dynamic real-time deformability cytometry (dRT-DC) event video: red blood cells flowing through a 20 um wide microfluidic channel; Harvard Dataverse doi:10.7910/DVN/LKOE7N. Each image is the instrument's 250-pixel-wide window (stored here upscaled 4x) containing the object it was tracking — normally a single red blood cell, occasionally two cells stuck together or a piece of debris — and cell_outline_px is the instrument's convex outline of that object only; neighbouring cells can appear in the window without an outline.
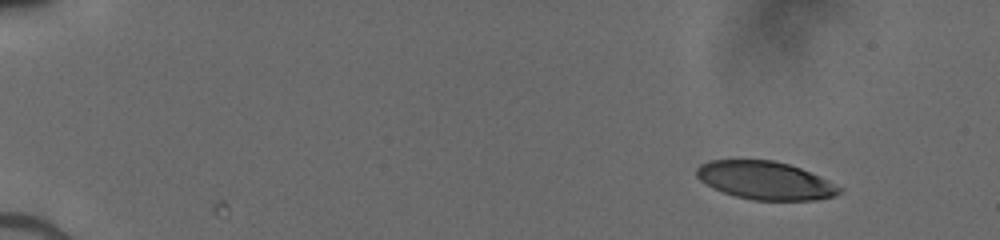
{"species": "human", "species_latin": "Homo sapiens", "temperature_condition": "cold", "stored_images_in_passage": 7, "camera_frame_rate_fps": 3000, "um_per_image_px": 0.085, "donor": {"sex": "male"}, "frame": {"image": 1, "passage_image": 1, "time_ms": 0.0, "image_size_px": [1000, 240], "cell_outline_px": [[844, 192], [836, 196], [816, 200], [752, 200], [736, 196], [712, 188], [700, 180], [696, 176], [696, 168], [700, 164], [708, 160], [772, 160], [788, 164], [800, 168], [828, 180], [844, 188]], "centroid_in_image_um": [65.07, 15.34], "position_along_channel_um": 19.9, "area_um2": 31.85}}
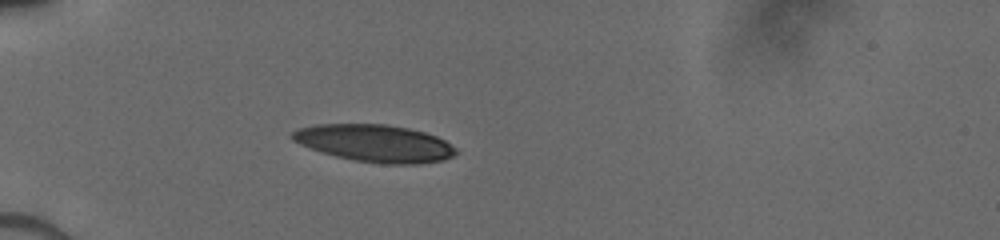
{"frame": {"image": 2, "passage_image": 5, "time_ms": 3.667, "image_size_px": [1000, 240], "cell_outline_px": [[456, 152], [452, 156], [444, 160], [420, 164], [380, 164], [352, 160], [320, 152], [300, 144], [292, 140], [292, 132], [300, 128], [316, 124], [384, 124], [408, 128], [424, 132], [436, 136], [444, 140], [456, 148]], "centroid_in_image_um": [31.86, 12.18], "position_along_channel_um": 53.1, "area_um2": 35.55}}
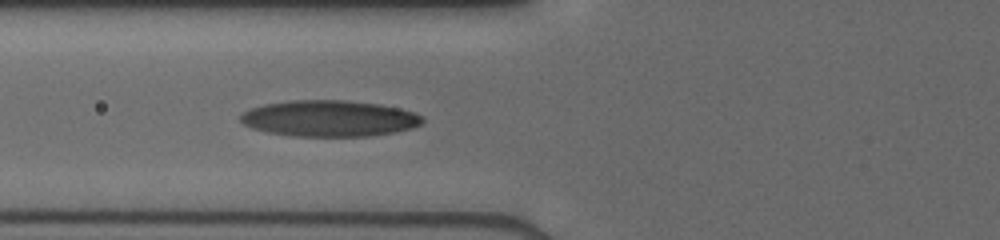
{"frame": {"image": 3, "passage_image": 7, "time_ms": 5.333, "image_size_px": [1000, 240], "cell_outline_px": [[424, 120], [420, 124], [412, 128], [392, 132], [368, 136], [292, 136], [268, 132], [252, 128], [244, 124], [240, 120], [240, 116], [244, 112], [252, 108], [264, 104], [288, 100], [344, 100], [380, 104], [400, 108], [424, 116]], "centroid_in_image_um": [27.99, 10.06], "position_along_channel_um": 97.8, "area_um2": 38.32}}